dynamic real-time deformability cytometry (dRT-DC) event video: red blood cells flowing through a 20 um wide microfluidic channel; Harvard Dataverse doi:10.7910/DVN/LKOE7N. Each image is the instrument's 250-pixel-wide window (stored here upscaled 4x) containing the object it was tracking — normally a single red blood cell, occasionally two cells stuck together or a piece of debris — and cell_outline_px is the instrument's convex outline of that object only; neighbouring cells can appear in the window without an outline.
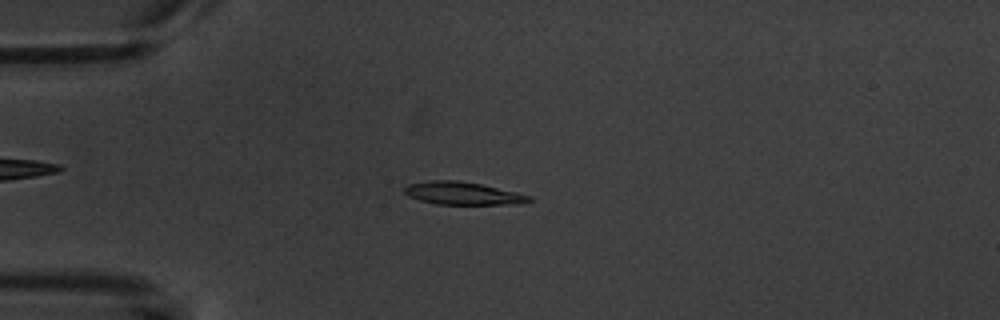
{"species": "common noctule bat (a hibernating species)", "species_latin": "Nyctalus noctula", "temperature_condition": "warm", "stored_images_in_passage": 7, "camera_frame_rate_fps": 3000, "um_per_image_px": 0.085, "animal": {"sex": "male", "body_mass_g": 20.1, "forearm_length_mm": 53.5}, "frame": {"image": 1, "passage_image": 3, "time_ms": 2.333, "image_size_px": [1000, 320], "cell_outline_px": [[532, 200], [520, 204], [436, 204], [420, 200], [408, 196], [404, 192], [404, 188], [408, 184], [432, 180], [456, 180], [480, 184], [516, 192], [532, 196]], "centroid_in_image_um": [39.33, 16.43], "position_along_channel_um": 45.7, "area_um2": 16.42}}
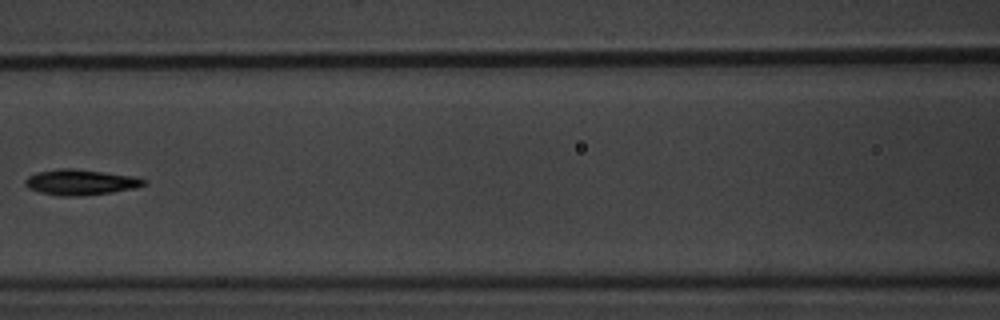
{"frame": {"image": 2, "passage_image": 6, "time_ms": 6.0, "image_size_px": [1000, 320], "cell_outline_px": [[148, 180], [144, 184], [132, 188], [112, 192], [80, 196], [60, 196], [40, 192], [28, 188], [24, 184], [24, 180], [28, 176], [36, 172], [60, 168], [72, 168], [132, 176]], "centroid_in_image_um": [6.78, 15.48], "position_along_channel_um": 159.8, "area_um2": 17.51}}
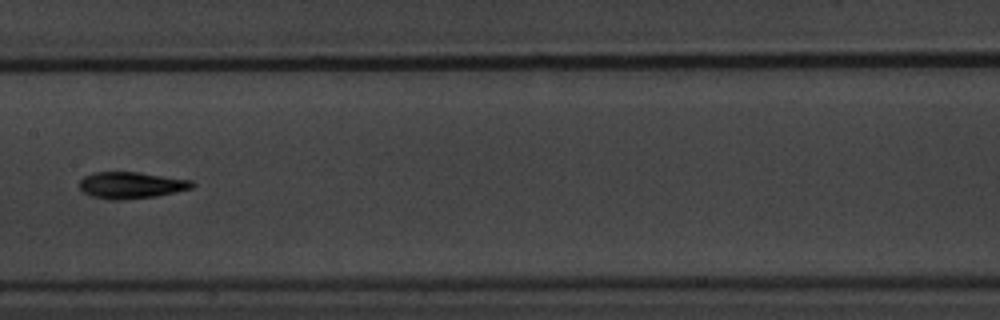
{"frame": {"image": 3, "passage_image": 7, "time_ms": 7.0, "image_size_px": [1000, 320], "cell_outline_px": [[196, 184], [192, 188], [176, 192], [156, 196], [124, 200], [108, 200], [92, 196], [84, 192], [80, 188], [80, 180], [84, 176], [96, 172], [140, 172], [192, 180]], "centroid_in_image_um": [11.17, 15.74], "position_along_channel_um": 196.2, "area_um2": 17.57}}